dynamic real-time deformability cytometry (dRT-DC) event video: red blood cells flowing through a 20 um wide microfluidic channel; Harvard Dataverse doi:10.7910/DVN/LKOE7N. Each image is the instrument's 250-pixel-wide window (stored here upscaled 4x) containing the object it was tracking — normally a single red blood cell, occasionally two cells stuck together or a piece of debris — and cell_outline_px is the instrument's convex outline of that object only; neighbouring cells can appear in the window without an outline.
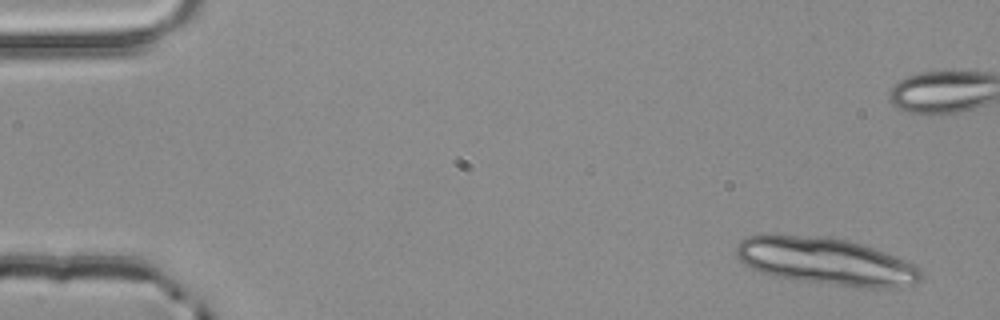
{"species": "common noctule bat (a hibernating species)", "species_latin": "Nyctalus noctula", "temperature_condition": "room temperature", "stored_images_in_passage": 6, "camera_frame_rate_fps": 3000, "um_per_image_px": 0.085, "animal": {"sex": "male", "body_mass_g": 20.4}, "frame": {"image": 1, "passage_image": 1, "time_ms": 0.0, "image_size_px": [1000, 320], "cell_outline_px": [[924, 276], [916, 284], [900, 288], [864, 288], [792, 280], [760, 272], [748, 268], [736, 256], [736, 248], [740, 240], [748, 236], [764, 232], [776, 232], [828, 236], [848, 240], [884, 252], [904, 260], [920, 268]], "centroid_in_image_um": [70.15, 22.19], "position_along_channel_um": 14.9, "area_um2": 52.19}}